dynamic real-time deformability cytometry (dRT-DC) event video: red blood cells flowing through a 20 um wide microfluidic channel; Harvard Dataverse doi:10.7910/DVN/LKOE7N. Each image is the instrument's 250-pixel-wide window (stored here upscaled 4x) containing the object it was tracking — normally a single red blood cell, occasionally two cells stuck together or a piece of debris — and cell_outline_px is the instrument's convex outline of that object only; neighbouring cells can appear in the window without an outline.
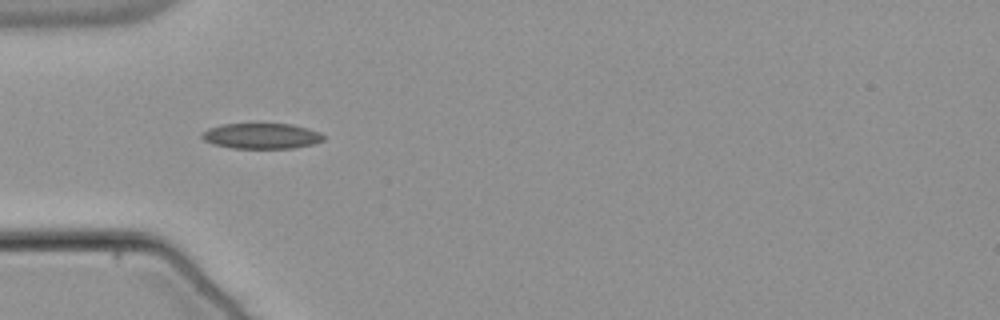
{"species": "common noctule bat (a hibernating species)", "species_latin": "Nyctalus noctula", "temperature_condition": "warm", "stored_images_in_passage": 38, "camera_frame_rate_fps": 3000, "um_per_image_px": 0.085, "animal": {"sex": "male", "body_mass_g": 21.5, "forearm_length_mm": 52.0}, "frame": {"image": 1, "passage_image": 1, "time_ms": 0.0, "image_size_px": [1000, 320], "cell_outline_px": [[324, 140], [312, 144], [292, 148], [232, 148], [212, 144], [204, 140], [200, 136], [200, 132], [208, 128], [224, 124], [292, 124], [308, 128], [320, 132], [324, 136]], "centroid_in_image_um": [22.2, 11.55], "position_along_channel_um": 62.8, "area_um2": 18.15}}
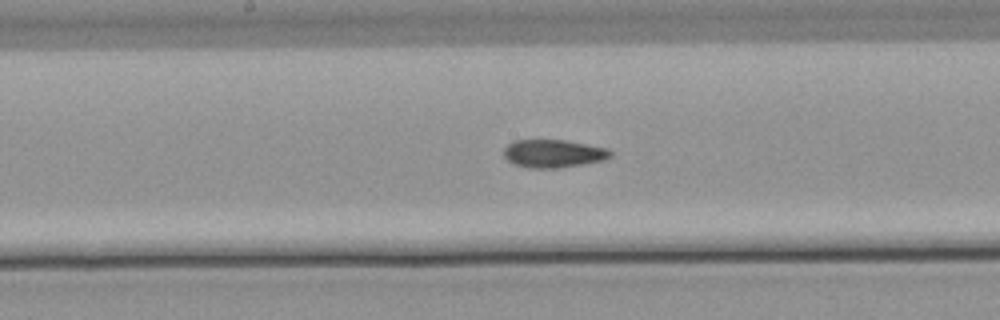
{"frame": {"image": 2, "passage_image": 12, "time_ms": 3.667, "image_size_px": [1000, 320], "cell_outline_px": [[612, 156], [604, 160], [556, 168], [532, 168], [516, 164], [508, 160], [504, 156], [504, 148], [508, 144], [516, 140], [564, 140], [608, 148], [612, 152]], "centroid_in_image_um": [47.05, 13.04], "position_along_channel_um": 201.1, "area_um2": 17.17}}
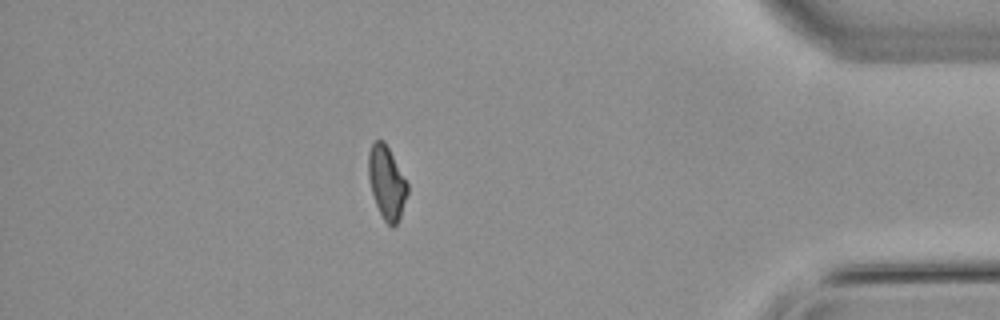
{"frame": {"image": 3, "passage_image": 31, "time_ms": 10.0, "image_size_px": [1000, 320], "cell_outline_px": [[408, 192], [400, 216], [396, 224], [392, 228], [384, 220], [376, 204], [372, 192], [368, 176], [368, 152], [372, 144], [376, 140], [384, 140], [408, 184]], "centroid_in_image_um": [32.86, 15.51], "position_along_channel_um": 402.3, "area_um2": 16.36}, "authors_computed_cell_mechanics": {"area_um2": 17.2244, "velocity_mm_per_s": 3.8255, "shape_relaxation_time_tau1_ms": null, "shape_relaxation_time_tau2_ms": 3.2413, "deformation_change_tau1": null, "deformation_change_tau2": 0.097}}